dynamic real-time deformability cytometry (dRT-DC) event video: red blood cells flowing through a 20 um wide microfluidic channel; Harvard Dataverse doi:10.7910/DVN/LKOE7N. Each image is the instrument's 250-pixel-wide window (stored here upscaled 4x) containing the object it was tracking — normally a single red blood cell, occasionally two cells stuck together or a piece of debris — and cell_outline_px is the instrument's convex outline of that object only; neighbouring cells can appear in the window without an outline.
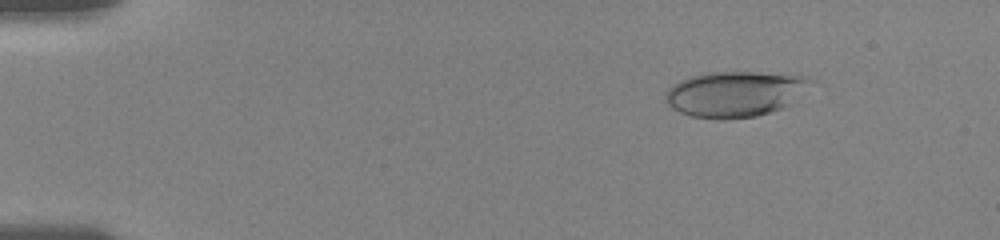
{"species": "human", "species_latin": "Homo sapiens", "temperature_condition": "room temperature", "stored_images_in_passage": 48, "camera_frame_rate_fps": 3000, "um_per_image_px": 0.085, "donor": {"sex": "female"}, "frame": {"image": 1, "passage_image": 5, "time_ms": 2.0, "image_size_px": [1000, 240], "cell_outline_px": [[816, 80], [784, 108], [772, 112], [756, 116], [724, 120], [720, 120], [692, 116], [680, 112], [672, 108], [664, 100], [664, 96], [668, 88], [672, 84], [688, 76], [708, 72], [756, 72], [808, 76]], "centroid_in_image_um": [62.45, 7.98], "position_along_channel_um": 22.5, "area_um2": 38.96}}
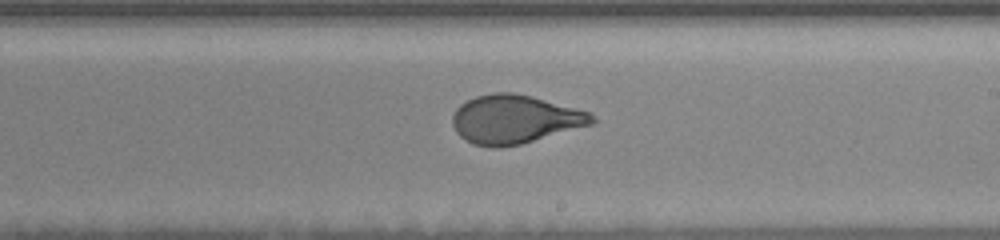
{"frame": {"image": 2, "passage_image": 25, "time_ms": 10.667, "image_size_px": [1000, 240], "cell_outline_px": [[596, 120], [592, 124], [520, 144], [500, 148], [492, 148], [472, 144], [464, 140], [456, 132], [452, 124], [452, 116], [456, 108], [460, 104], [476, 96], [492, 92], [512, 92], [532, 96], [592, 112]], "centroid_in_image_um": [43.73, 10.14], "position_along_channel_um": 245.3, "area_um2": 39.71}}
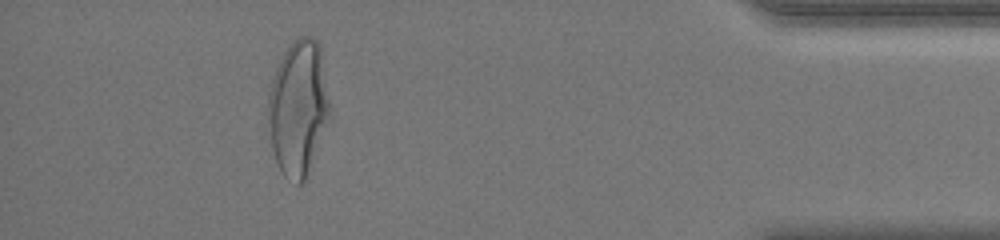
{"frame": {"image": 3, "passage_image": 43, "time_ms": 16.333, "image_size_px": [1000, 240], "cell_outline_px": [[332, 120], [304, 180], [300, 184], [296, 184], [284, 176], [276, 160], [272, 148], [268, 112], [268, 96], [272, 80], [276, 68], [284, 52], [300, 36], [312, 36], [320, 44], [332, 108]], "centroid_in_image_um": [25.42, 9.17], "position_along_channel_um": 409.8, "area_um2": 49.19}, "authors_computed_cell_mechanics": {"area_um2": 39.7375, "velocity_mm_per_s": 3.6864, "shape_relaxation_time_tau1_ms": 4.2595, "shape_relaxation_time_tau2_ms": null, "deformation_change_tau1": 0.1766, "deformation_change_tau2": null}}